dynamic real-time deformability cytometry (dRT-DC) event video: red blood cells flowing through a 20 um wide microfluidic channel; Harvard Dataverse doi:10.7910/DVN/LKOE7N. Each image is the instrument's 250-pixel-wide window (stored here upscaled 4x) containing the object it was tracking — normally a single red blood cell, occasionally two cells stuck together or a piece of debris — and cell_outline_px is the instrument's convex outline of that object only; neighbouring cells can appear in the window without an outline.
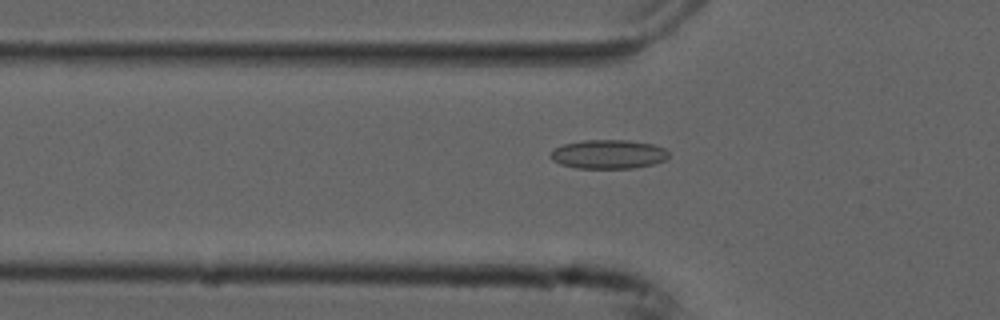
{"species": "common noctule bat (a hibernating species)", "species_latin": "Nyctalus noctula", "temperature_condition": "cold", "stored_images_in_passage": 54, "camera_frame_rate_fps": 3000, "um_per_image_px": 0.085, "animal": {"sex": "male", "forearm_length_mm": 52.5}, "frame": {"image": 1, "passage_image": 18, "time_ms": 5.667, "image_size_px": [1000, 320], "cell_outline_px": [[668, 156], [664, 160], [652, 164], [632, 168], [576, 168], [560, 164], [552, 160], [548, 156], [556, 148], [564, 144], [584, 140], [628, 140], [652, 144], [664, 148], [668, 152]], "centroid_in_image_um": [51.69, 13.11], "position_along_channel_um": 74.1, "area_um2": 19.83}}
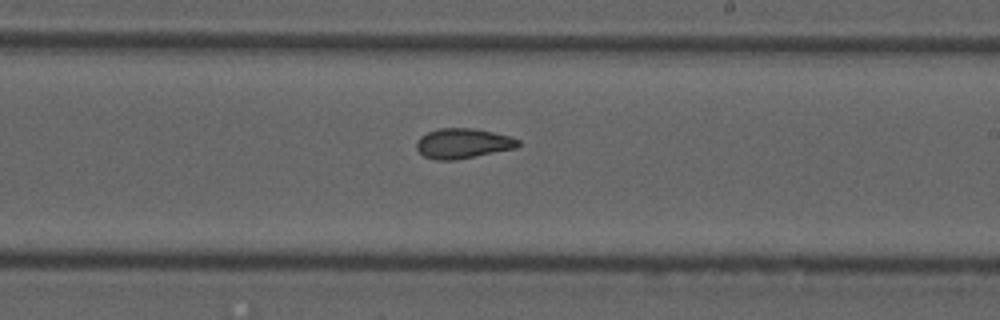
{"frame": {"image": 2, "passage_image": 32, "time_ms": 10.333, "image_size_px": [1000, 320], "cell_outline_px": [[520, 144], [516, 148], [456, 160], [436, 160], [424, 156], [416, 148], [416, 140], [420, 136], [436, 128], [476, 128], [508, 136], [520, 140]], "centroid_in_image_um": [39.32, 12.18], "position_along_channel_um": 249.7, "area_um2": 17.86}}
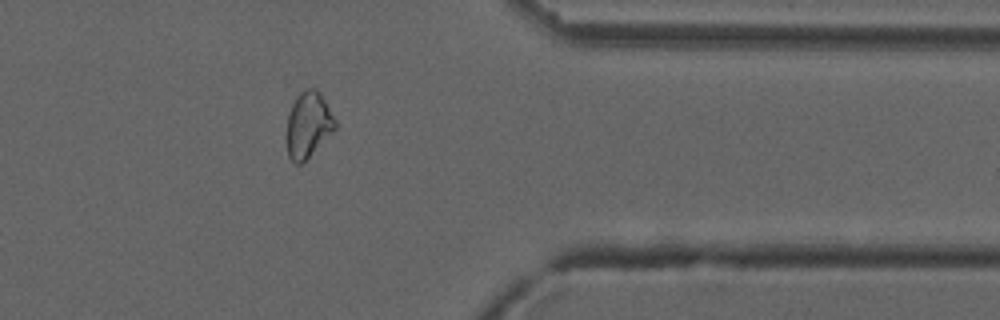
{"frame": {"image": 3, "passage_image": 44, "time_ms": 14.333, "image_size_px": [1000, 320], "cell_outline_px": [[336, 128], [300, 164], [296, 164], [288, 156], [288, 116], [292, 104], [296, 96], [300, 92], [308, 88], [316, 88], [320, 92], [336, 120]], "centroid_in_image_um": [26.21, 10.55], "position_along_channel_um": 385.2, "area_um2": 18.03}, "authors_computed_cell_mechanics": {"area_um2": 18.6116, "velocity_mm_per_s": 3.7597, "shape_relaxation_time_tau1_ms": null, "shape_relaxation_time_tau2_ms": 2.2249, "deformation_change_tau1": null, "deformation_change_tau2": 0.0843}}